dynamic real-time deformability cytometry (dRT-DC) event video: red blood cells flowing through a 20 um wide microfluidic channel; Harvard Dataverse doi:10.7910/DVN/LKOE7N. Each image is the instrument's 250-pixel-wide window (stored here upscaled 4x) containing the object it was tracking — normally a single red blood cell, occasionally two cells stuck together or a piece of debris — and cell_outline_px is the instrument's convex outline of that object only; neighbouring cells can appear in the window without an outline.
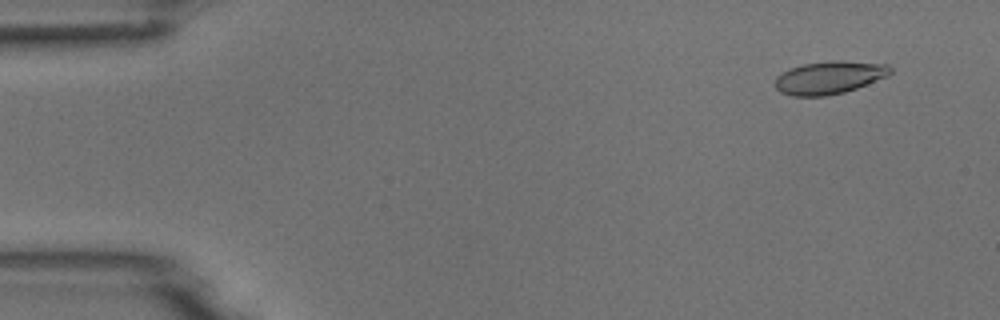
{"species": "common noctule bat (a hibernating species)", "species_latin": "Nyctalus noctula", "temperature_condition": "room temperature", "stored_images_in_passage": 54, "camera_frame_rate_fps": 3000, "um_per_image_px": 0.085, "animal": {"sex": "male", "body_mass_g": 18.8}, "frame": {"image": 1, "passage_image": 4, "time_ms": 1.0, "image_size_px": [1000, 320], "cell_outline_px": [[892, 72], [888, 76], [856, 88], [844, 92], [824, 96], [792, 96], [780, 92], [772, 84], [776, 76], [780, 72], [804, 64], [832, 60], [840, 60], [888, 64], [892, 68]], "centroid_in_image_um": [70.46, 6.59], "position_along_channel_um": 14.5, "area_um2": 22.25}}
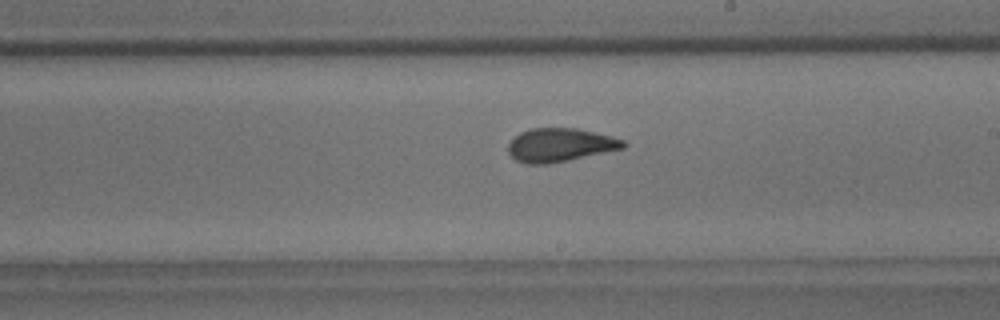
{"frame": {"image": 2, "passage_image": 31, "time_ms": 10.0, "image_size_px": [1000, 320], "cell_outline_px": [[628, 144], [624, 148], [552, 164], [524, 164], [516, 160], [508, 152], [508, 144], [520, 132], [532, 128], [576, 128], [612, 136], [624, 140]], "centroid_in_image_um": [47.62, 12.33], "position_along_channel_um": 241.4, "area_um2": 22.6}}
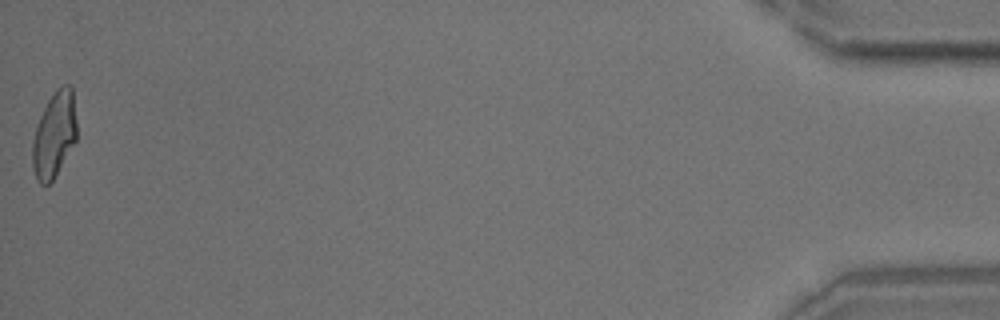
{"frame": {"image": 3, "passage_image": 54, "time_ms": 17.667, "image_size_px": [1000, 320], "cell_outline_px": [[76, 140], [52, 180], [48, 184], [40, 184], [36, 180], [32, 168], [32, 140], [36, 124], [48, 100], [56, 88], [64, 84], [72, 84], [76, 120]], "centroid_in_image_um": [4.59, 11.42], "position_along_channel_um": 430.6, "area_um2": 22.2}, "authors_computed_cell_mechanics": {"area_um2": 22.253, "velocity_mm_per_s": 3.7136, "shape_relaxation_time_tau1_ms": 4.3639, "shape_relaxation_time_tau2_ms": 1.4206, "deformation_change_tau1": 0.1503, "deformation_change_tau2": 0.0782}}